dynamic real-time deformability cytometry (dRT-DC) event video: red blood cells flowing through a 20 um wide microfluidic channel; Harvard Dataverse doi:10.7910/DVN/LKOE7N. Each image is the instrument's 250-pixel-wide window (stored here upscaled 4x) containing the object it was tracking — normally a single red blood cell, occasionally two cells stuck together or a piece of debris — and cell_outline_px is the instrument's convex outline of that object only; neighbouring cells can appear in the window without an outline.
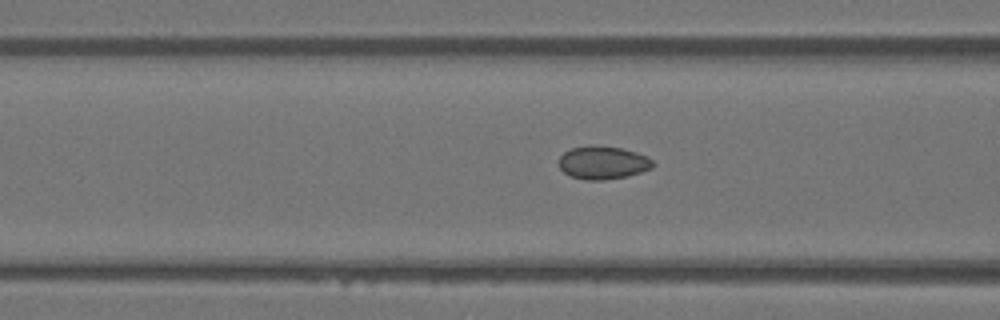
{"species": "Egyptian fruit bat (a non-hibernating species)", "species_latin": "Rousettus aegyptiacus", "temperature_condition": "warm", "stored_images_in_passage": 39, "camera_frame_rate_fps": 3000, "um_per_image_px": 0.085, "animal": {"sex": "female"}, "frame": {"image": 1, "passage_image": 19, "time_ms": 6.0, "image_size_px": [1000, 320], "cell_outline_px": [[656, 164], [652, 168], [628, 176], [604, 180], [584, 180], [572, 176], [564, 172], [556, 164], [560, 156], [564, 152], [572, 148], [588, 144], [592, 144], [620, 148], [636, 152], [648, 156]], "centroid_in_image_um": [51.23, 13.81], "position_along_channel_um": 115.4, "area_um2": 18.44}}
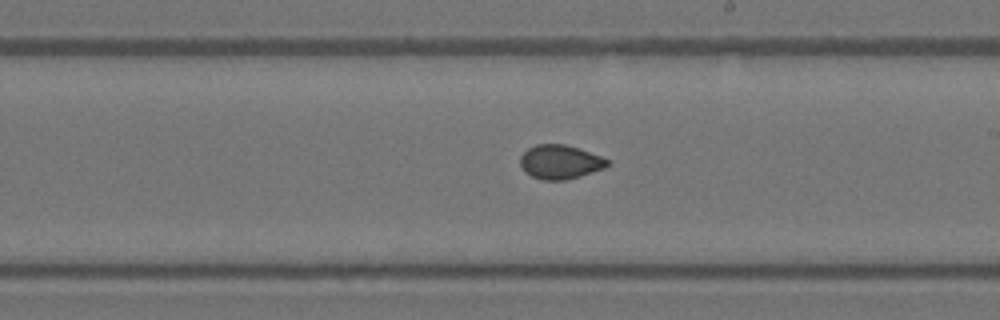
{"frame": {"image": 2, "passage_image": 28, "time_ms": 9.0, "image_size_px": [1000, 320], "cell_outline_px": [[612, 160], [604, 168], [580, 176], [564, 180], [544, 180], [532, 176], [524, 172], [520, 164], [520, 156], [528, 148], [536, 144], [564, 144]], "centroid_in_image_um": [47.59, 13.77], "position_along_channel_um": 241.4, "area_um2": 17.17}}
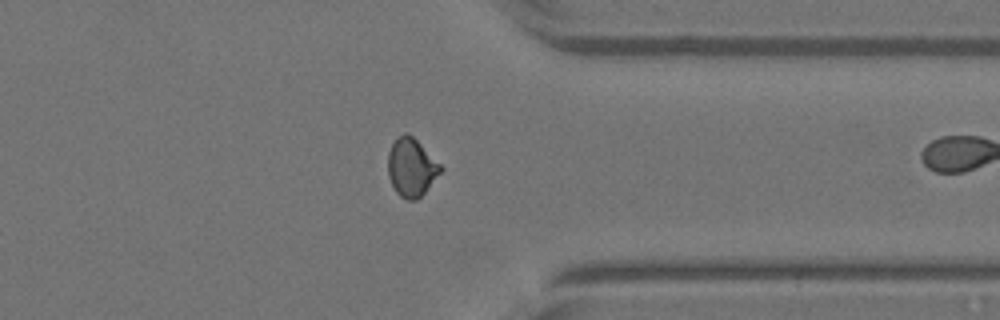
{"frame": {"image": 3, "passage_image": 38, "time_ms": 12.333, "image_size_px": [1000, 320], "cell_outline_px": [[444, 168], [424, 192], [416, 200], [408, 200], [400, 196], [396, 192], [388, 176], [388, 152], [396, 136], [404, 132], [408, 132]], "centroid_in_image_um": [34.94, 14.21], "position_along_channel_um": 376.5, "area_um2": 17.69}}